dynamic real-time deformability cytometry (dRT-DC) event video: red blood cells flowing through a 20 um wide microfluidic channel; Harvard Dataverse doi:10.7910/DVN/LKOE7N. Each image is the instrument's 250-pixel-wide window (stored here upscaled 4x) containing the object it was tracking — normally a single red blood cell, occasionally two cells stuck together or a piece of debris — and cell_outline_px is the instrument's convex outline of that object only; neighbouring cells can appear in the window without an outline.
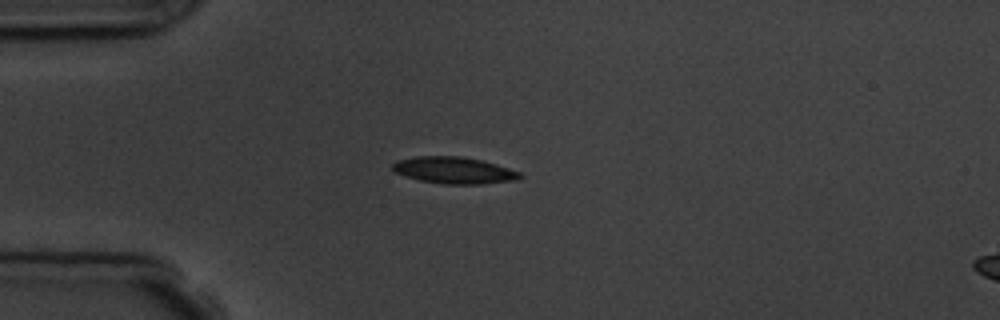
{"species": "common noctule bat (a hibernating species)", "species_latin": "Nyctalus noctula", "temperature_condition": "room temperature", "stored_images_in_passage": 12, "camera_frame_rate_fps": 3000, "um_per_image_px": 0.085, "animal": {"sex": "male", "body_mass_g": 19.5, "forearm_length_mm": 54.6}, "frame": {"image": 1, "passage_image": 1, "time_ms": 0.0, "image_size_px": [1000, 320], "cell_outline_px": [[524, 176], [512, 180], [480, 184], [444, 184], [420, 180], [404, 176], [392, 172], [392, 164], [396, 160], [416, 156], [460, 156], [480, 160], [496, 164], [520, 172]], "centroid_in_image_um": [38.52, 14.47], "position_along_channel_um": 46.5, "area_um2": 19.77}}
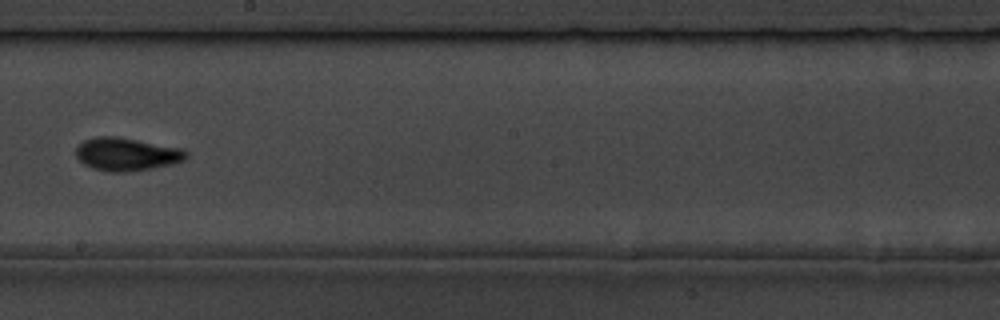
{"frame": {"image": 2, "passage_image": 6, "time_ms": 5.667, "image_size_px": [1000, 320], "cell_outline_px": [[188, 156], [184, 160], [172, 164], [152, 168], [124, 172], [108, 172], [92, 168], [84, 164], [76, 156], [76, 148], [84, 140], [96, 136], [116, 136], [184, 148], [188, 152]], "centroid_in_image_um": [10.78, 13.1], "position_along_channel_um": 237.4, "area_um2": 21.33}}
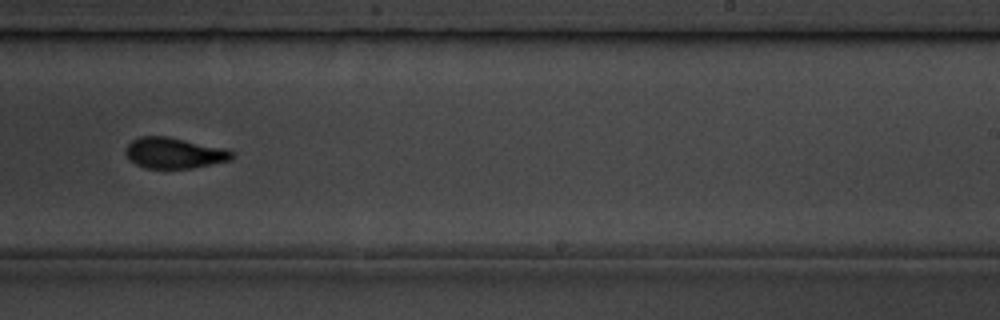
{"frame": {"image": 3, "passage_image": 7, "time_ms": 6.667, "image_size_px": [1000, 320], "cell_outline_px": [[232, 160], [192, 168], [144, 168], [136, 164], [124, 152], [128, 144], [132, 140], [140, 136], [168, 136], [228, 148], [232, 152]], "centroid_in_image_um": [14.83, 12.99], "position_along_channel_um": 274.2, "area_um2": 19.19}, "authors_computed_cell_mechanics": {"area_um2": 19.5364, "velocity_mm_per_s": 3.6865, "shape_relaxation_time_tau1_ms": 7.7831, "shape_relaxation_time_tau2_ms": 5.8294, "deformation_change_tau1": 0.1951, "deformation_change_tau2": 0.096}}